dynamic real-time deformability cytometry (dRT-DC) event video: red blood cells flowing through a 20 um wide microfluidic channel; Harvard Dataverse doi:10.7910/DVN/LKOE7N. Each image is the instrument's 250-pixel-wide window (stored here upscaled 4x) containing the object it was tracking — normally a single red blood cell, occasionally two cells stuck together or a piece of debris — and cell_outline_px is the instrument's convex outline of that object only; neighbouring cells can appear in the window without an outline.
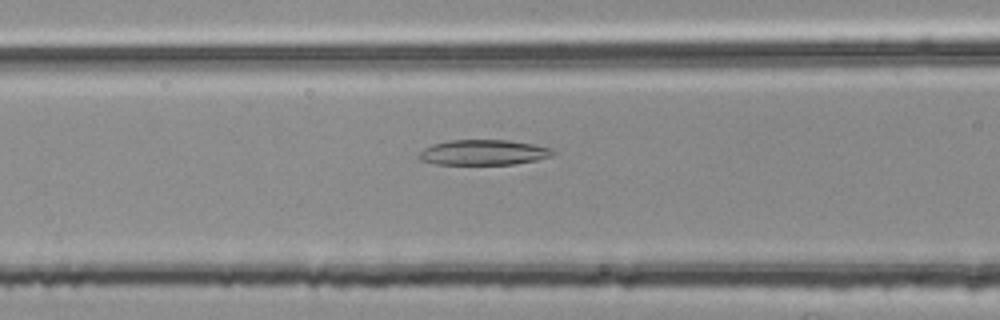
{"species": "common noctule bat (a hibernating species)", "species_latin": "Nyctalus noctula", "temperature_condition": "room temperature", "stored_images_in_passage": 42, "camera_frame_rate_fps": 3000, "um_per_image_px": 0.085, "animal": {"sex": "female", "body_mass_g": 25.1}, "frame": {"image": 1, "passage_image": 10, "time_ms": 3.0, "image_size_px": [1000, 320], "cell_outline_px": [[556, 152], [552, 156], [536, 160], [512, 164], [436, 164], [420, 160], [416, 156], [424, 148], [432, 144], [448, 140], [508, 140], [532, 144], [552, 148]], "centroid_in_image_um": [41.08, 12.95], "position_along_channel_um": 125.5, "area_um2": 19.77}}
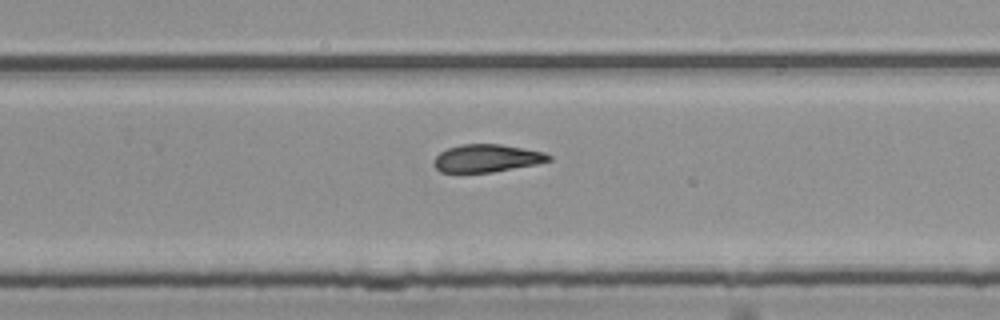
{"frame": {"image": 2, "passage_image": 23, "time_ms": 7.333, "image_size_px": [1000, 320], "cell_outline_px": [[552, 160], [536, 164], [492, 172], [440, 172], [432, 164], [432, 160], [440, 152], [448, 148], [460, 144], [500, 144], [544, 152], [552, 156]], "centroid_in_image_um": [41.35, 13.45], "position_along_channel_um": 288.4, "area_um2": 18.55}}
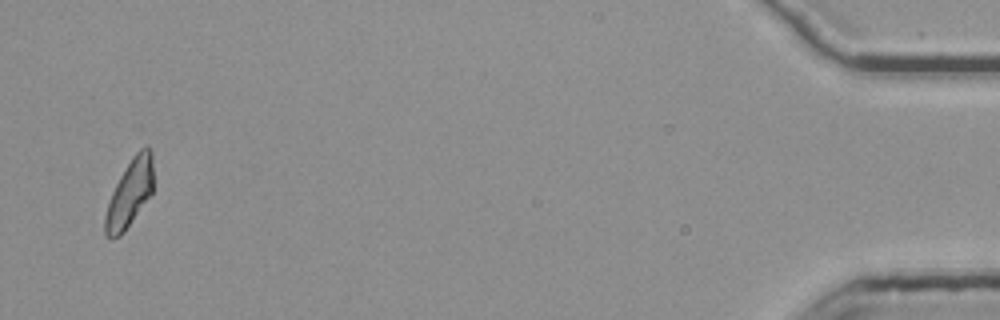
{"frame": {"image": 3, "passage_image": 41, "time_ms": 13.333, "image_size_px": [1000, 320], "cell_outline_px": [[152, 192], [124, 232], [120, 236], [112, 240], [104, 236], [104, 216], [112, 192], [120, 176], [132, 156], [144, 144], [148, 144], [152, 152]], "centroid_in_image_um": [11.0, 16.43], "position_along_channel_um": 424.2, "area_um2": 18.9}, "authors_computed_cell_mechanics": {"area_um2": 19.2763, "velocity_mm_per_s": 3.7685, "shape_relaxation_time_tau1_ms": null, "shape_relaxation_time_tau2_ms": 3.2218, "deformation_change_tau1": null, "deformation_change_tau2": 0.1124}}